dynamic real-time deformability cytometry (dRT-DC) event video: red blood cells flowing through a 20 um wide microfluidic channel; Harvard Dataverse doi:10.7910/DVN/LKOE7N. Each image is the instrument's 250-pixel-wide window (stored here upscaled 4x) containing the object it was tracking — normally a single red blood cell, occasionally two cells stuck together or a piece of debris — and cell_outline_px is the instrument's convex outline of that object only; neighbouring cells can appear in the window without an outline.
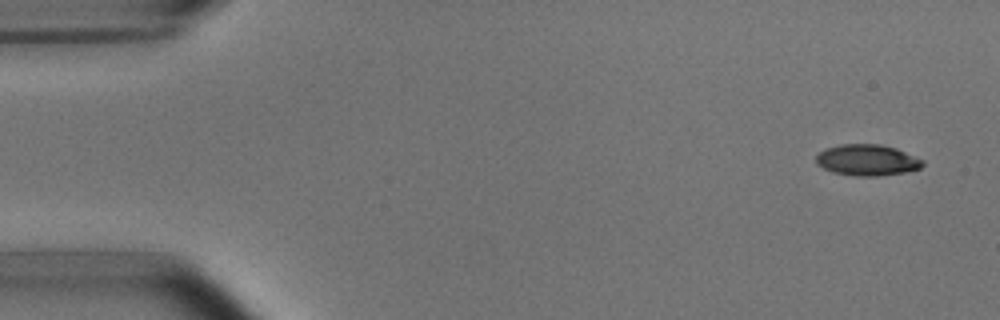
{"species": "common noctule bat (a hibernating species)", "species_latin": "Nyctalus noctula", "temperature_condition": "room temperature", "stored_images_in_passage": 7, "camera_frame_rate_fps": 3000, "um_per_image_px": 0.085, "animal": {"sex": "male", "body_mass_g": 15.6}, "frame": {"image": 1, "passage_image": 1, "time_ms": 0.0, "image_size_px": [1000, 320], "cell_outline_px": [[924, 164], [920, 168], [904, 172], [876, 176], [856, 176], [832, 172], [816, 164], [816, 156], [824, 148], [840, 144], [880, 144], [896, 148], [924, 160]], "centroid_in_image_um": [73.69, 13.6], "position_along_channel_um": 11.3, "area_um2": 19.36}}
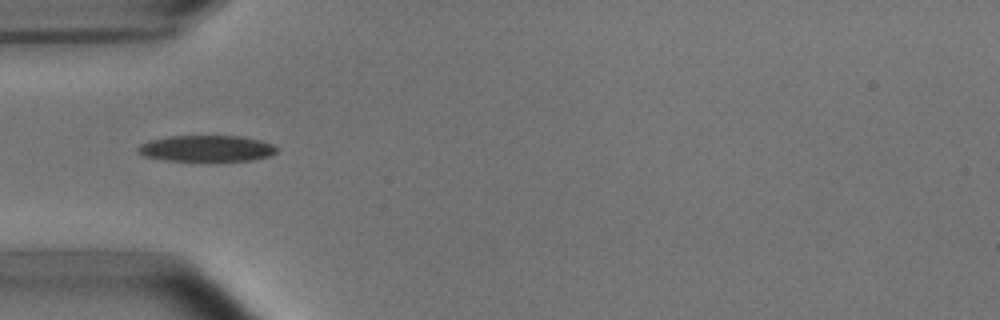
{"frame": {"image": 2, "passage_image": 5, "time_ms": 4.667, "image_size_px": [1000, 320], "cell_outline_px": [[276, 152], [268, 156], [252, 160], [164, 160], [144, 156], [136, 148], [140, 144], [148, 140], [168, 136], [240, 136], [260, 140], [272, 144], [276, 148]], "centroid_in_image_um": [17.52, 12.6], "position_along_channel_um": 67.5, "area_um2": 20.92}}
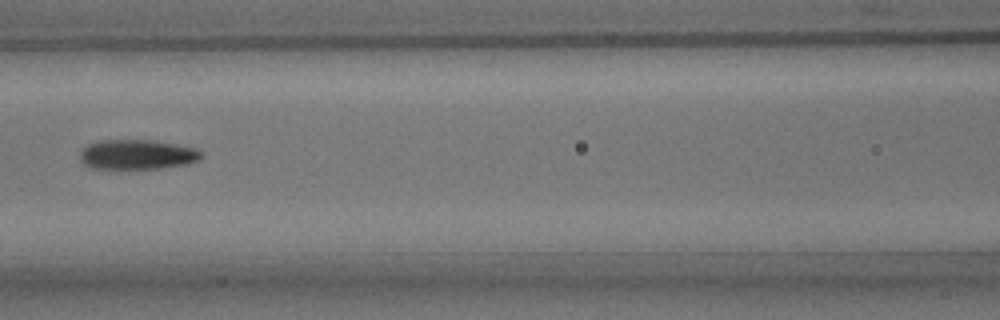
{"frame": {"image": 3, "passage_image": 7, "time_ms": 7.0, "image_size_px": [1000, 320], "cell_outline_px": [[204, 156], [188, 164], [160, 168], [92, 168], [84, 164], [80, 160], [80, 152], [88, 144], [100, 140], [148, 140], [196, 148]], "centroid_in_image_um": [11.63, 13.13], "position_along_channel_um": 155.0, "area_um2": 20.75}}